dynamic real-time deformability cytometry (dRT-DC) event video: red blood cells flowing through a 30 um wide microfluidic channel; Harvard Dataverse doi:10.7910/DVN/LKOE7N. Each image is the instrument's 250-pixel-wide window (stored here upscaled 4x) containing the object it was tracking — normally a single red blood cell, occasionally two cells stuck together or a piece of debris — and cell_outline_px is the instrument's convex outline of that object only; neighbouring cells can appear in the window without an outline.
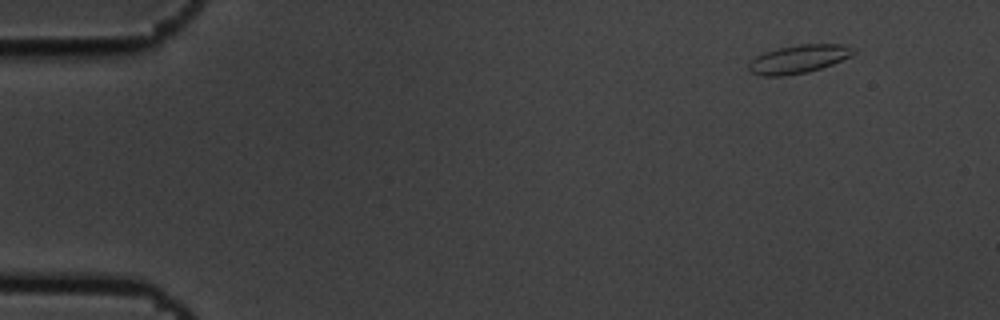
{"species": "common noctule bat (a hibernating species)", "species_latin": "Nyctalus noctula", "temperature_condition": "cold", "stored_images_in_passage": 7, "camera_frame_rate_fps": 3000, "um_per_image_px": 0.085, "animal": {"sex": "male", "body_mass_g": 19.5, "forearm_length_mm": 54.6}, "frame": {"image": 1, "passage_image": 1, "time_ms": 0.0, "image_size_px": [1000, 320], "cell_outline_px": [[856, 52], [852, 56], [832, 64], [808, 72], [784, 76], [764, 76], [752, 72], [748, 68], [748, 64], [756, 56], [764, 52], [776, 48], [800, 44], [844, 44]], "centroid_in_image_um": [67.87, 5.01], "position_along_channel_um": 17.1, "area_um2": 17.22}}
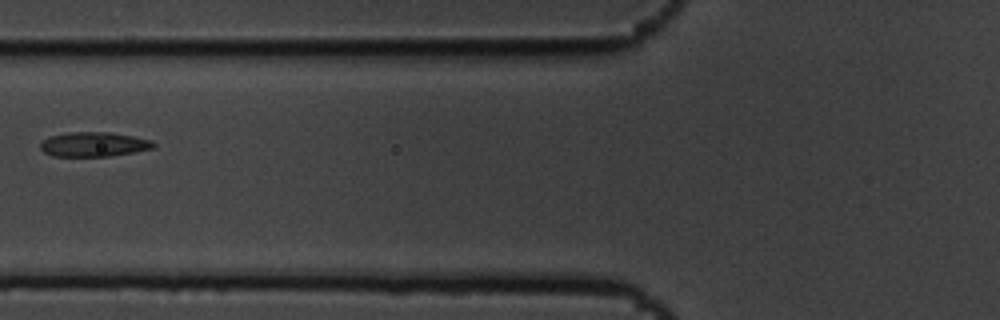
{"frame": {"image": 2, "passage_image": 6, "time_ms": 1.667, "image_size_px": [1000, 320], "cell_outline_px": [[156, 148], [108, 156], [52, 156], [44, 152], [40, 148], [40, 140], [48, 136], [64, 132], [112, 132], [152, 140], [156, 144]], "centroid_in_image_um": [7.93, 12.25], "position_along_channel_um": 117.9, "area_um2": 16.42}}
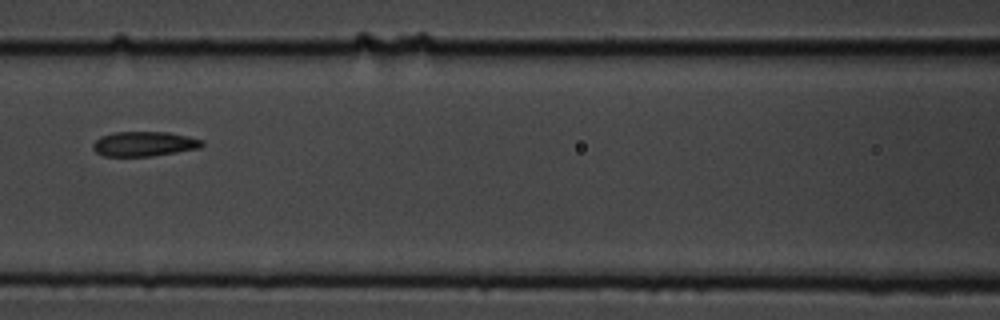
{"frame": {"image": 3, "passage_image": 7, "time_ms": 2.0, "image_size_px": [1000, 320], "cell_outline_px": [[204, 144], [200, 148], [152, 156], [104, 156], [96, 152], [92, 148], [92, 144], [100, 136], [112, 132], [168, 132], [188, 136], [204, 140]], "centroid_in_image_um": [12.25, 12.22], "position_along_channel_um": 154.4, "area_um2": 15.84}}